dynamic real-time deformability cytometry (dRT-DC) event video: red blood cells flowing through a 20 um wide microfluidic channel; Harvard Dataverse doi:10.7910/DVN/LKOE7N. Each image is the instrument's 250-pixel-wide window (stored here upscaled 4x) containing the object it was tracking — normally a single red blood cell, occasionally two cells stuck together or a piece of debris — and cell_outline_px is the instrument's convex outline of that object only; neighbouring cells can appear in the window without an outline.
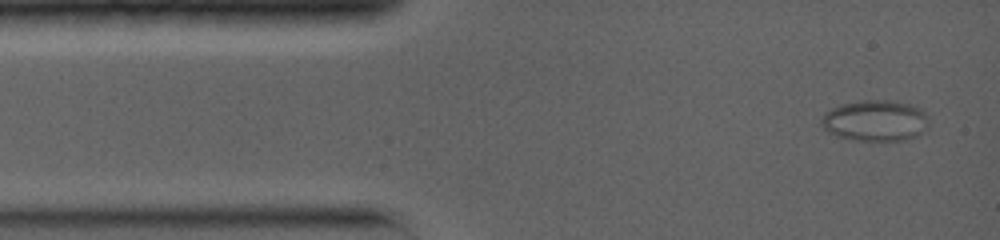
{"species": "common noctule bat (a hibernating species)", "species_latin": "Nyctalus noctula", "temperature_condition": "warm", "stored_images_in_passage": 3, "camera_frame_rate_fps": 5000, "um_per_image_px": 0.085, "animal": {"sex": "female", "body_mass_g": 19.0, "forearm_length_mm": 56.7}, "frame": {"image": 1, "passage_image": 1, "time_ms": 0.0, "image_size_px": [1000, 240], "cell_outline_px": [[928, 128], [916, 136], [900, 140], [856, 140], [836, 136], [828, 132], [820, 124], [820, 120], [824, 112], [840, 104], [860, 100], [896, 100], [912, 104], [920, 108], [928, 116]], "centroid_in_image_um": [74.39, 10.23], "position_along_channel_um": 10.6, "area_um2": 26.01}}
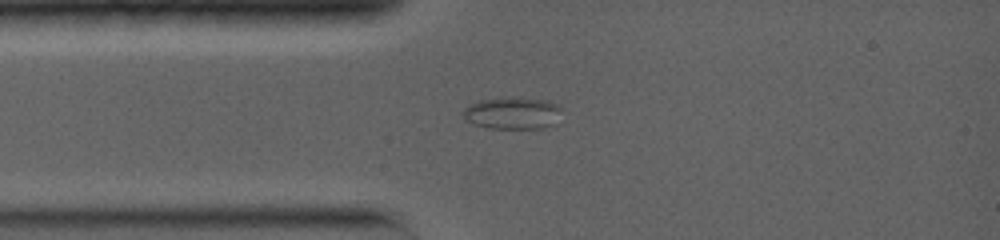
{"frame": {"image": 2, "passage_image": 3, "time_ms": 2.4, "image_size_px": [1000, 240], "cell_outline_px": [[564, 108], [552, 124], [544, 128], [488, 128], [464, 120], [464, 108], [468, 104], [480, 100], [496, 96], [508, 96], [548, 100]], "centroid_in_image_um": [43.54, 9.57], "position_along_channel_um": 41.5, "area_um2": 18.73}}